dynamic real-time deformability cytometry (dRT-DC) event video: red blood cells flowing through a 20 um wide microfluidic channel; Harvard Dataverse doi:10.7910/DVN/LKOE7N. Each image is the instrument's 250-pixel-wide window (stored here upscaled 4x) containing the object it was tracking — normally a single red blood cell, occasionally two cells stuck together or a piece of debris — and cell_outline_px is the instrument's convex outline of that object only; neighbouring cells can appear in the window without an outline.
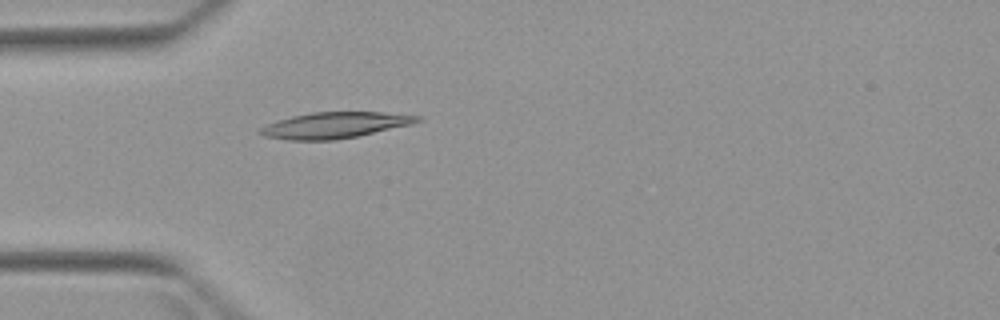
{"species": "Egyptian fruit bat (a non-hibernating species)", "species_latin": "Rousettus aegyptiacus", "temperature_condition": "warm", "stored_images_in_passage": 1, "camera_frame_rate_fps": 3000, "um_per_image_px": 0.085, "animal": {"sex": "female"}, "frame": {"image": 1, "passage_image": 1, "time_ms": 0.0, "image_size_px": [1000, 320], "cell_outline_px": [[420, 120], [412, 124], [356, 136], [332, 140], [288, 140], [264, 136], [256, 132], [260, 128], [276, 120], [292, 116], [312, 112], [380, 112], [420, 116]], "centroid_in_image_um": [28.39, 10.64], "position_along_channel_um": 56.6, "area_um2": 23.58}}